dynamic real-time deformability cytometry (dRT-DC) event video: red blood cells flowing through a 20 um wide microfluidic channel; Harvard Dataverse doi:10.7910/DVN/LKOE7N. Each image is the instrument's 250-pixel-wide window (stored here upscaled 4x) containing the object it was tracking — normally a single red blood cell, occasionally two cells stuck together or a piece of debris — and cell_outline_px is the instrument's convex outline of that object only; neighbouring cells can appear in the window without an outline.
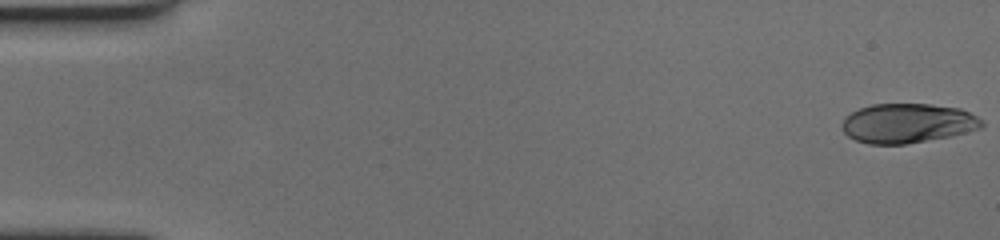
{"species": "human", "species_latin": "Homo sapiens", "temperature_condition": "cold", "stored_images_in_passage": 60, "camera_frame_rate_fps": 3000, "um_per_image_px": 0.085, "donor": {"sex": "female"}, "frame": {"image": 1, "passage_image": 1, "time_ms": 0.0, "image_size_px": [1000, 240], "cell_outline_px": [[984, 124], [980, 128], [952, 136], [904, 144], [868, 144], [856, 140], [848, 136], [840, 128], [840, 124], [844, 116], [860, 108], [872, 104], [932, 104], [960, 108], [984, 120]], "centroid_in_image_um": [77.12, 10.47], "position_along_channel_um": 7.9, "area_um2": 32.37}}
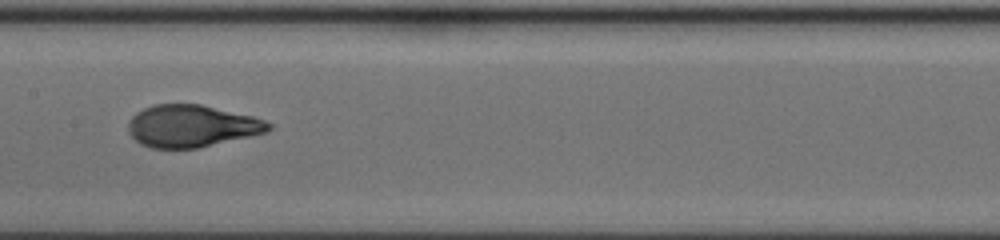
{"frame": {"image": 2, "passage_image": 31, "time_ms": 10.0, "image_size_px": [1000, 240], "cell_outline_px": [[272, 128], [268, 132], [196, 148], [152, 148], [140, 144], [128, 132], [128, 124], [132, 116], [136, 112], [152, 104], [200, 104], [252, 116], [264, 120], [272, 124]], "centroid_in_image_um": [16.28, 10.71], "position_along_channel_um": 191.1, "area_um2": 34.33}}
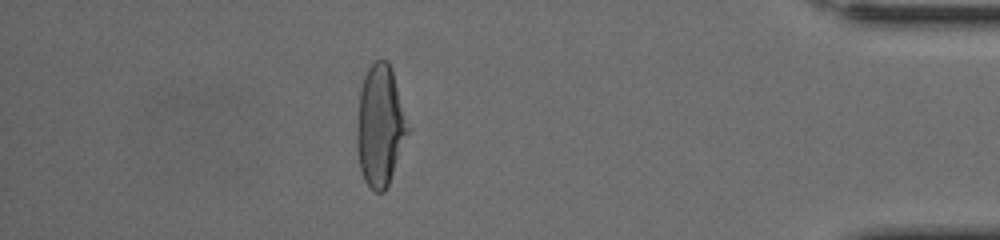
{"frame": {"image": 3, "passage_image": 53, "time_ms": 17.333, "image_size_px": [1000, 240], "cell_outline_px": [[408, 132], [388, 184], [384, 192], [376, 192], [364, 180], [360, 168], [356, 144], [356, 132], [360, 88], [364, 76], [368, 68], [376, 60], [388, 60], [392, 68], [408, 128]], "centroid_in_image_um": [32.27, 10.66], "position_along_channel_um": 402.9, "area_um2": 35.32}, "authors_computed_cell_mechanics": {"area_um2": 34.7378, "velocity_mm_per_s": 3.4791, "shape_relaxation_time_tau1_ms": 4.5469, "shape_relaxation_time_tau2_ms": null, "deformation_change_tau1": 0.2086, "deformation_change_tau2": null}}